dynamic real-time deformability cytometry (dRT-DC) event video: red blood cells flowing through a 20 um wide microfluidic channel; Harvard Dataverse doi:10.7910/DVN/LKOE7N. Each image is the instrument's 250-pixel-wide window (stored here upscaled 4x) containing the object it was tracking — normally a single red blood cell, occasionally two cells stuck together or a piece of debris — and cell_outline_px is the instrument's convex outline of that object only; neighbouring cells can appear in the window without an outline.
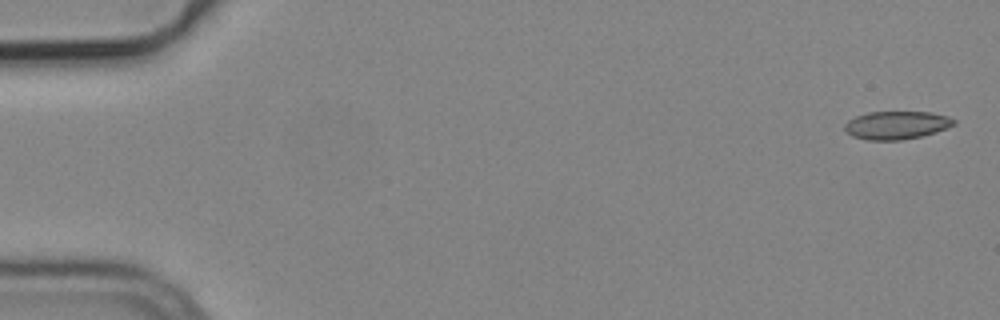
{"species": "common noctule bat (a hibernating species)", "species_latin": "Nyctalus noctula", "temperature_condition": "cold", "stored_images_in_passage": 4, "camera_frame_rate_fps": 3000, "um_per_image_px": 0.085, "animal": {"sex": "male", "body_mass_g": 19.2, "forearm_length_mm": 51.8}, "frame": {"image": 1, "passage_image": 1, "time_ms": 0.0, "image_size_px": [1000, 320], "cell_outline_px": [[956, 124], [936, 132], [920, 136], [900, 140], [868, 140], [852, 136], [844, 128], [844, 124], [848, 120], [856, 116], [868, 112], [932, 112], [948, 116], [956, 120]], "centroid_in_image_um": [76.21, 10.63], "position_along_channel_um": 8.8, "area_um2": 17.86}}